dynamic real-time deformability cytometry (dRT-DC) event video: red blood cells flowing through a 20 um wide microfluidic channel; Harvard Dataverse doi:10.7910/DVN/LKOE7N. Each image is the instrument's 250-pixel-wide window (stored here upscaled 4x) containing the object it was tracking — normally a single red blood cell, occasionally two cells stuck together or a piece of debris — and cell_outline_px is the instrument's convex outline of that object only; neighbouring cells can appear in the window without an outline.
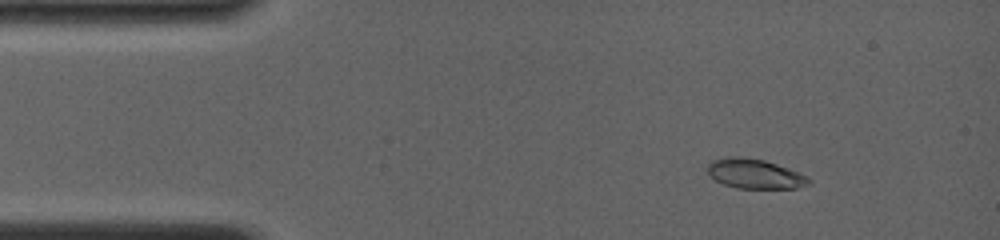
{"species": "common noctule bat (a hibernating species)", "species_latin": "Nyctalus noctula", "temperature_condition": "room temperature", "stored_images_in_passage": 35, "camera_frame_rate_fps": 4000, "um_per_image_px": 0.085, "animal": {"sex": "female", "body_mass_g": 19.0, "forearm_length_mm": 56.7}, "frame": {"image": 1, "passage_image": 1, "time_ms": 0.0, "image_size_px": [1000, 240], "cell_outline_px": [[812, 184], [796, 188], [736, 188], [724, 184], [708, 176], [708, 164], [712, 160], [728, 156], [736, 156], [764, 160], [788, 168], [808, 176], [812, 180]], "centroid_in_image_um": [64.17, 14.78], "position_along_channel_um": 20.8, "area_um2": 17.57}}
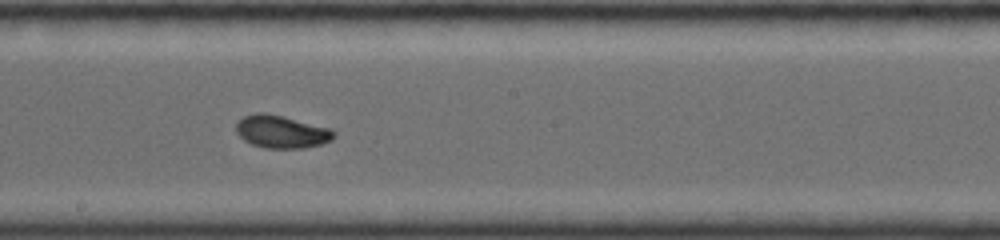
{"frame": {"image": 2, "passage_image": 16, "time_ms": 6.75, "image_size_px": [1000, 240], "cell_outline_px": [[336, 136], [332, 140], [320, 144], [300, 148], [264, 148], [252, 144], [244, 140], [236, 132], [236, 124], [244, 116], [256, 112], [264, 112], [332, 128], [336, 132]], "centroid_in_image_um": [23.94, 11.19], "position_along_channel_um": 224.3, "area_um2": 18.61}}
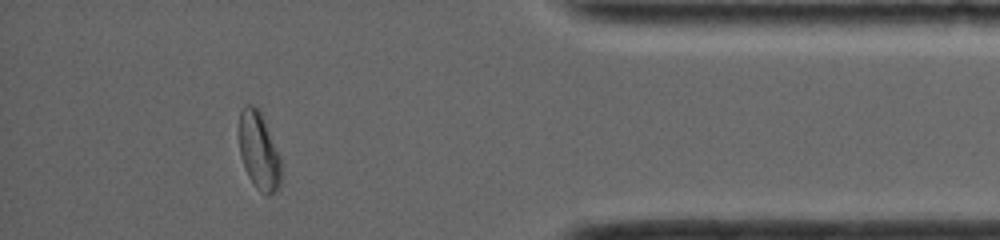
{"frame": {"image": 3, "passage_image": 30, "time_ms": 12.0, "image_size_px": [1000, 240], "cell_outline_px": [[280, 184], [268, 196], [260, 192], [256, 188], [248, 176], [244, 168], [240, 156], [240, 108], [244, 104], [252, 104], [260, 112], [264, 120], [280, 156]], "centroid_in_image_um": [21.98, 12.83], "position_along_channel_um": 413.2, "area_um2": 18.73}, "authors_computed_cell_mechanics": {"area_um2": 18.2648, "velocity_mm_per_s": 4.0384, "shape_relaxation_time_tau1_ms": 2.5471, "shape_relaxation_time_tau2_ms": 0.8087, "deformation_change_tau1": 0.1508, "deformation_change_tau2": 0.0438}}